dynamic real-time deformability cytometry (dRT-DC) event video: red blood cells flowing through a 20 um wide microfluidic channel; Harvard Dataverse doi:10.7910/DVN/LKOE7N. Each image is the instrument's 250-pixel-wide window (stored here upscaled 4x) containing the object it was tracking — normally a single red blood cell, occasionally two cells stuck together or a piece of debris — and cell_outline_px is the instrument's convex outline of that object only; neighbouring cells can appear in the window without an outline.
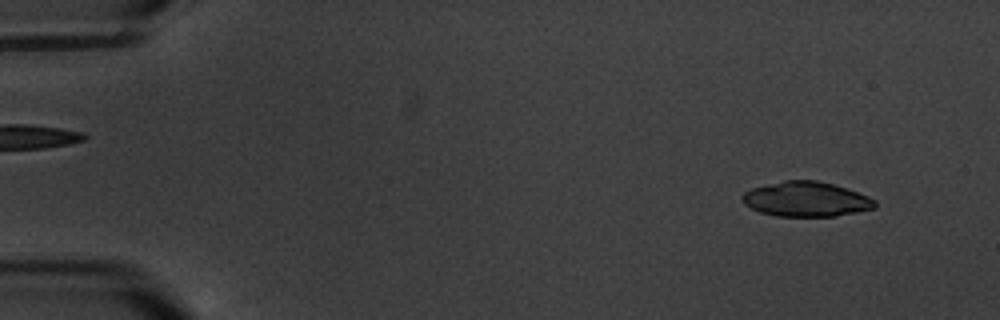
{"species": "common noctule bat (a hibernating species)", "species_latin": "Nyctalus noctula", "temperature_condition": "warm", "stored_images_in_passage": 6, "camera_frame_rate_fps": 3000, "um_per_image_px": 0.085, "animal": {"sex": "male", "body_mass_g": 20.1, "forearm_length_mm": 53.5}, "frame": {"image": 1, "passage_image": 1, "time_ms": 0.0, "image_size_px": [1000, 320], "cell_outline_px": [[876, 208], [836, 216], [776, 216], [760, 212], [744, 204], [740, 196], [744, 192], [752, 188], [784, 180], [816, 180], [832, 184], [868, 196], [876, 200]], "centroid_in_image_um": [68.5, 16.93], "position_along_channel_um": 16.5, "area_um2": 26.82}}
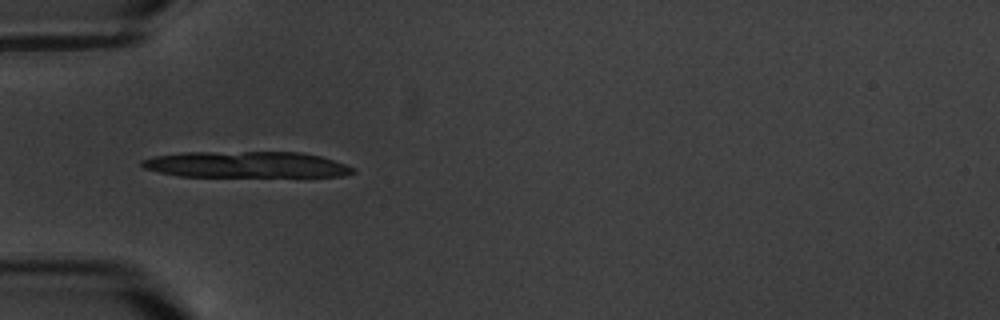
{"frame": {"image": 2, "passage_image": 5, "time_ms": 4.667, "image_size_px": [1000, 320], "cell_outline_px": [[356, 172], [344, 176], [180, 176], [160, 172], [144, 168], [140, 164], [140, 160], [152, 156], [184, 152], [300, 152], [320, 156], [356, 168]], "centroid_in_image_um": [20.91, 13.98], "position_along_channel_um": 64.1, "area_um2": 32.14}}